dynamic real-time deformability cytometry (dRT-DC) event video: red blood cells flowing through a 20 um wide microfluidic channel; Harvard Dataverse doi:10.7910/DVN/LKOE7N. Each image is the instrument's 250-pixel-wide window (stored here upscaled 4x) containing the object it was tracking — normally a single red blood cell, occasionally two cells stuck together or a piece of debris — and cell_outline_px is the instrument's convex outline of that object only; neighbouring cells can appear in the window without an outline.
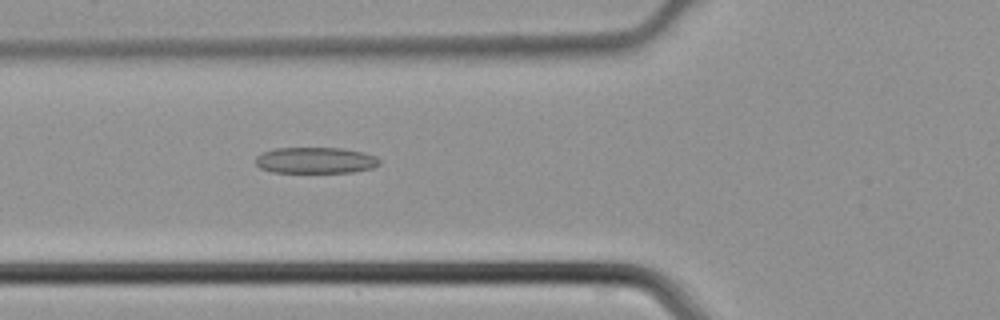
{"species": "common noctule bat (a hibernating species)", "species_latin": "Nyctalus noctula", "temperature_condition": "cold", "stored_images_in_passage": 44, "camera_frame_rate_fps": 3000, "um_per_image_px": 0.085, "animal": {"sex": "male", "body_mass_g": 21.5, "forearm_length_mm": 52.0}, "frame": {"image": 1, "passage_image": 16, "time_ms": 5.0, "image_size_px": [1000, 320], "cell_outline_px": [[380, 164], [372, 168], [352, 172], [272, 172], [260, 168], [256, 164], [256, 156], [264, 152], [276, 148], [344, 148], [364, 152], [376, 156], [380, 160]], "centroid_in_image_um": [26.84, 13.62], "position_along_channel_um": 99.0, "area_um2": 18.9}}
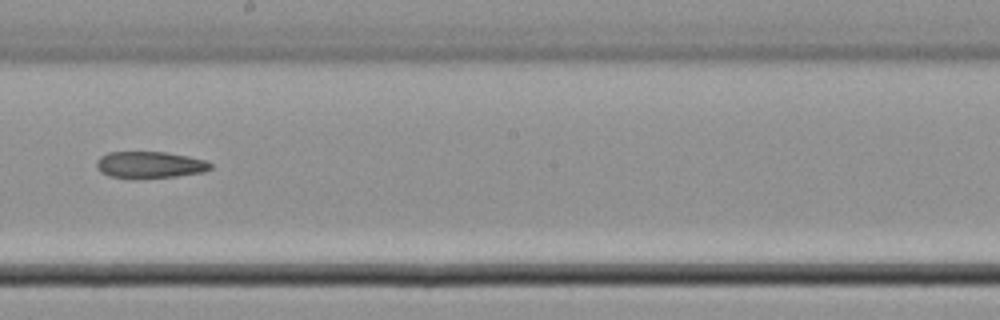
{"frame": {"image": 2, "passage_image": 25, "time_ms": 8.0, "image_size_px": [1000, 320], "cell_outline_px": [[212, 168], [204, 172], [176, 176], [132, 180], [108, 176], [100, 172], [96, 168], [96, 160], [100, 156], [108, 152], [164, 152], [188, 156], [204, 160], [212, 164]], "centroid_in_image_um": [12.67, 14.03], "position_along_channel_um": 235.5, "area_um2": 18.15}}
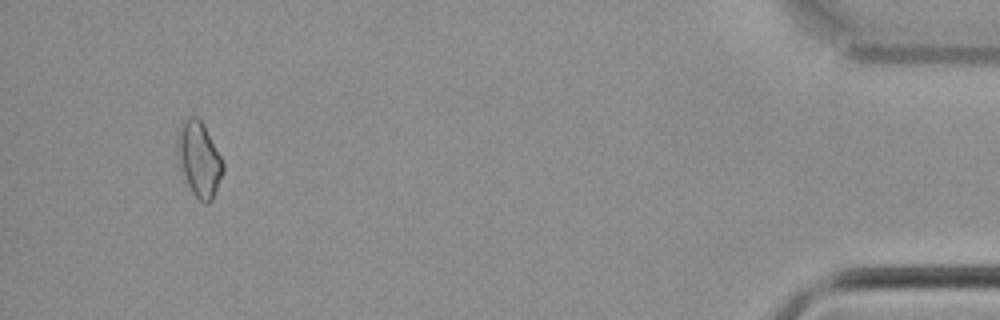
{"frame": {"image": 3, "passage_image": 42, "time_ms": 13.667, "image_size_px": [1000, 320], "cell_outline_px": [[224, 172], [212, 200], [208, 204], [204, 204], [192, 192], [188, 184], [176, 156], [180, 124], [188, 116], [196, 116], [204, 124], [224, 164]], "centroid_in_image_um": [16.93, 13.53], "position_along_channel_um": 418.3, "area_um2": 19.77}}